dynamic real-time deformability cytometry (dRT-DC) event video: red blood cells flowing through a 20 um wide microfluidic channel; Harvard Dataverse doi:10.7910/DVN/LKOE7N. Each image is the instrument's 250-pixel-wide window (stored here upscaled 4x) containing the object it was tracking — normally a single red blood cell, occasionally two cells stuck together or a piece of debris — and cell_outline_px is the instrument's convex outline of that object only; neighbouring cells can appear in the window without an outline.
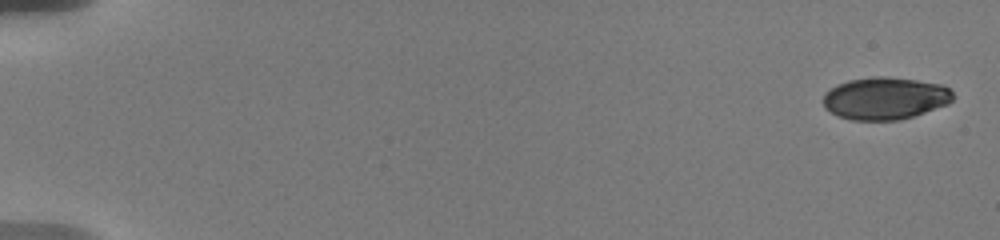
{"species": "human", "species_latin": "Homo sapiens", "temperature_condition": "warm", "stored_images_in_passage": 13, "camera_frame_rate_fps": 3000, "um_per_image_px": 0.085, "donor": {"sex": "male"}, "frame": {"image": 1, "passage_image": 1, "time_ms": 0.0, "image_size_px": [1000, 240], "cell_outline_px": [[952, 100], [948, 104], [912, 116], [896, 120], [852, 120], [840, 116], [824, 108], [824, 92], [836, 84], [848, 80], [872, 76], [884, 76], [916, 80], [944, 84], [952, 92]], "centroid_in_image_um": [75.21, 8.34], "position_along_channel_um": 9.8, "area_um2": 31.96}}
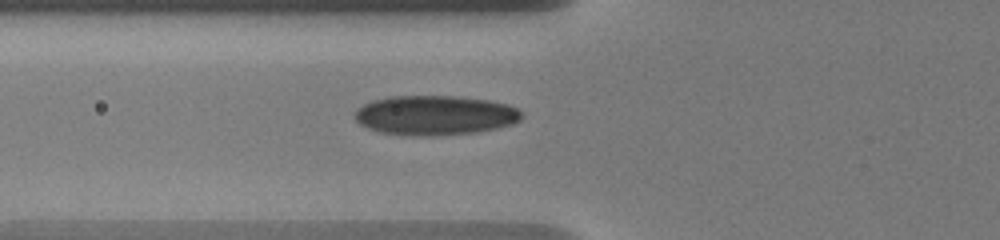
{"frame": {"image": 2, "passage_image": 11, "time_ms": 7.0, "image_size_px": [1000, 240], "cell_outline_px": [[524, 116], [520, 120], [512, 124], [496, 128], [476, 132], [436, 136], [412, 136], [380, 132], [368, 128], [360, 124], [352, 116], [356, 108], [372, 100], [392, 96], [460, 96], [488, 100], [508, 104], [520, 108]], "centroid_in_image_um": [36.98, 9.79], "position_along_channel_um": 88.8, "area_um2": 39.02}}
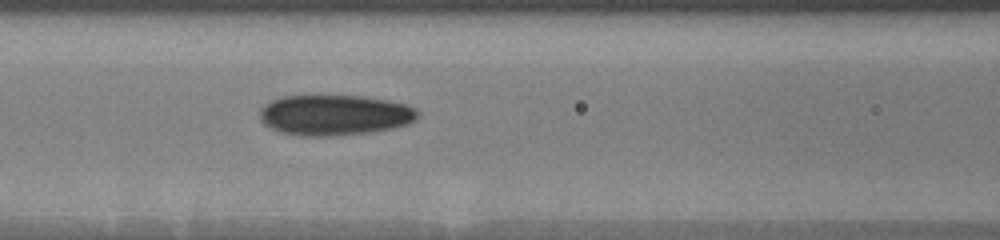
{"frame": {"image": 3, "passage_image": 13, "time_ms": 8.333, "image_size_px": [1000, 240], "cell_outline_px": [[420, 112], [408, 124], [392, 128], [364, 132], [328, 136], [300, 136], [284, 132], [272, 128], [264, 124], [260, 120], [260, 108], [264, 104], [280, 96], [360, 96], [388, 100], [404, 104], [416, 108]], "centroid_in_image_um": [28.4, 9.76], "position_along_channel_um": 138.2, "area_um2": 36.93}}